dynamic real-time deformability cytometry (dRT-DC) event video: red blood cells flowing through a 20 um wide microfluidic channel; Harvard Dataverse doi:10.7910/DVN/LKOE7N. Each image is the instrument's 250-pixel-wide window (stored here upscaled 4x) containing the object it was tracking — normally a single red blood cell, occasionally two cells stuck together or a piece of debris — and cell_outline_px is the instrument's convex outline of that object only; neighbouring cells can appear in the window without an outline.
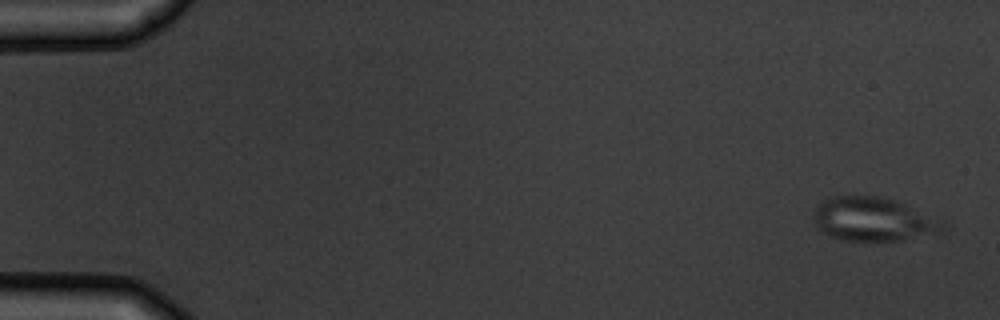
{"species": "common noctule bat (a hibernating species)", "species_latin": "Nyctalus noctula", "temperature_condition": "warm", "stored_images_in_passage": 5, "camera_frame_rate_fps": 3000, "um_per_image_px": 0.085, "animal": {"sex": "male", "body_mass_g": 19.5, "forearm_length_mm": 54.6}, "frame": {"image": 1, "passage_image": 1, "time_ms": 0.0, "image_size_px": [1000, 320], "cell_outline_px": [[944, 232], [900, 240], [844, 240], [832, 236], [816, 228], [812, 216], [812, 212], [816, 204], [824, 200], [836, 196], [880, 196], [896, 200], [904, 204], [940, 228]], "centroid_in_image_um": [73.97, 18.63], "position_along_channel_um": 11.0, "area_um2": 31.44}}